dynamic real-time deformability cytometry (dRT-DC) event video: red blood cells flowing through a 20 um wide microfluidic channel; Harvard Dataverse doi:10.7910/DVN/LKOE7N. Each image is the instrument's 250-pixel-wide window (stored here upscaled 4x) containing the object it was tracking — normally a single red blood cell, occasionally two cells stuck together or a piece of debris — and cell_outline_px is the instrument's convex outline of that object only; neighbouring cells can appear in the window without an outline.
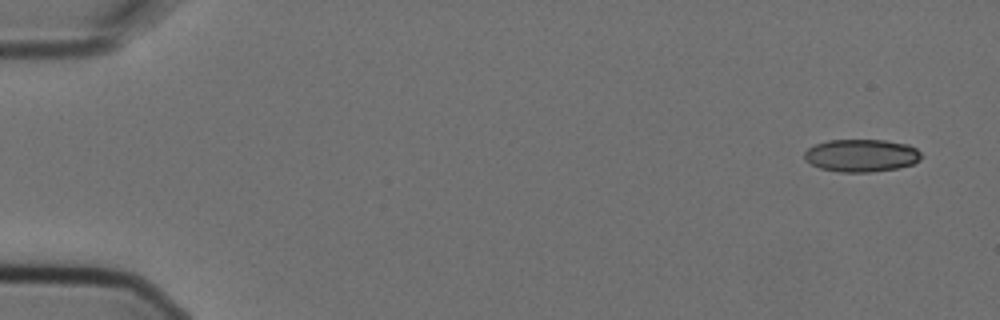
{"species": "Egyptian fruit bat (a non-hibernating species)", "species_latin": "Rousettus aegyptiacus", "temperature_condition": "cold", "stored_images_in_passage": 5, "camera_frame_rate_fps": 3000, "um_per_image_px": 0.085, "animal": {"sex": "female"}, "frame": {"image": 1, "passage_image": 1, "time_ms": 0.0, "image_size_px": [1000, 320], "cell_outline_px": [[920, 160], [912, 164], [896, 168], [872, 172], [840, 172], [820, 168], [804, 160], [804, 152], [808, 148], [816, 144], [828, 140], [884, 140], [908, 144], [916, 148], [920, 152]], "centroid_in_image_um": [73.2, 13.21], "position_along_channel_um": 11.8, "area_um2": 22.2}}
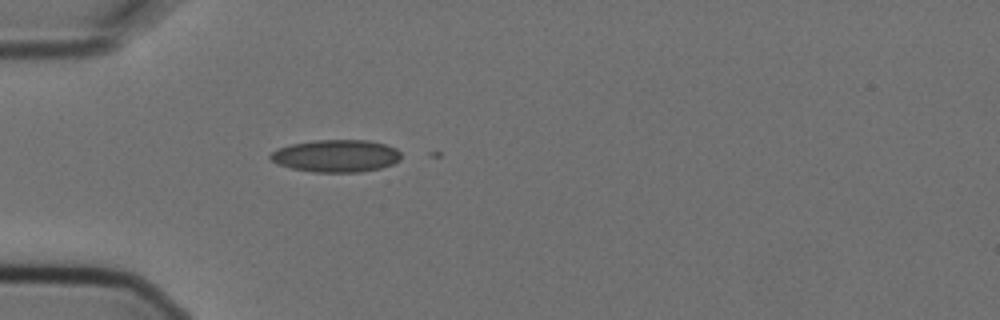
{"frame": {"image": 2, "passage_image": 5, "time_ms": 1.333, "image_size_px": [1000, 320], "cell_outline_px": [[400, 160], [392, 164], [380, 168], [360, 172], [312, 172], [292, 168], [276, 164], [268, 156], [276, 148], [292, 144], [316, 140], [368, 140], [384, 144], [396, 148], [400, 152]], "centroid_in_image_um": [28.55, 13.25], "position_along_channel_um": 56.5, "area_um2": 24.68}}